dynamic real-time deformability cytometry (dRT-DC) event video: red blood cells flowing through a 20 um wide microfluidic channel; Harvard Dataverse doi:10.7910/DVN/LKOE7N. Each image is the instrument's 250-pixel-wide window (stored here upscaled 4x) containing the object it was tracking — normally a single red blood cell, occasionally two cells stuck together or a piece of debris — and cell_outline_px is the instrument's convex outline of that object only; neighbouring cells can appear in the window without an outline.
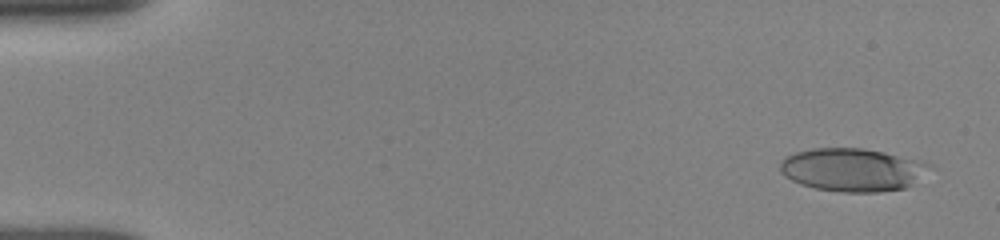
{"species": "human", "species_latin": "Homo sapiens", "temperature_condition": "room temperature", "stored_images_in_passage": 27, "camera_frame_rate_fps": 3000, "um_per_image_px": 0.085, "donor": {"sex": "female"}, "frame": {"image": 1, "passage_image": 2, "time_ms": 0.333, "image_size_px": [1000, 240], "cell_outline_px": [[932, 168], [904, 188], [880, 192], [840, 192], [816, 188], [800, 184], [784, 176], [780, 172], [780, 164], [784, 156], [796, 152], [812, 148], [860, 148], [884, 152], [920, 160], [932, 164]], "centroid_in_image_um": [72.43, 14.42], "position_along_channel_um": 12.6, "area_um2": 37.45}}
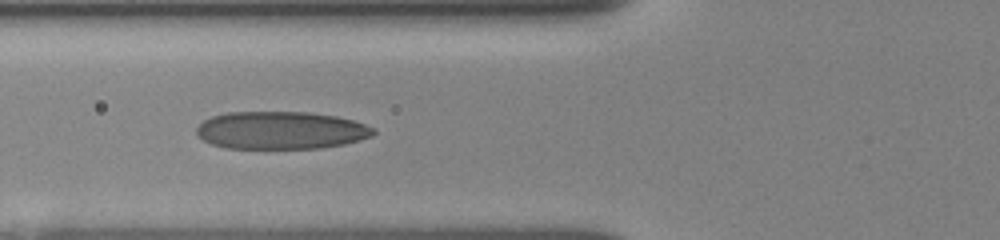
{"frame": {"image": 2, "passage_image": 16, "time_ms": 6.0, "image_size_px": [1000, 240], "cell_outline_px": [[376, 132], [372, 136], [360, 140], [344, 144], [320, 148], [224, 148], [212, 144], [196, 136], [196, 128], [204, 120], [212, 116], [228, 112], [308, 112], [336, 116], [352, 120], [376, 128]], "centroid_in_image_um": [23.88, 11.08], "position_along_channel_um": 101.9, "area_um2": 38.96}}
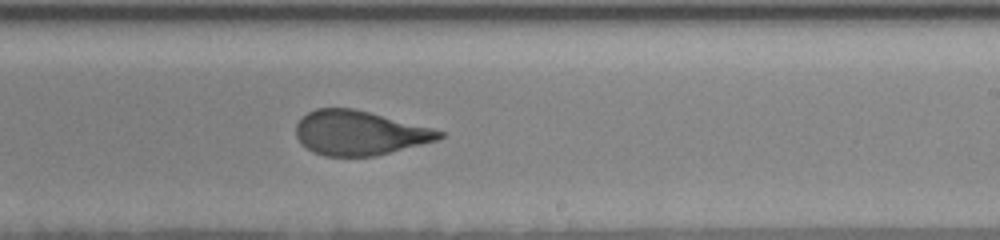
{"frame": {"image": 3, "passage_image": 27, "time_ms": 10.0, "image_size_px": [1000, 240], "cell_outline_px": [[444, 136], [436, 140], [376, 156], [324, 156], [312, 152], [296, 136], [296, 124], [308, 112], [316, 108], [352, 108], [432, 128], [444, 132]], "centroid_in_image_um": [30.53, 11.3], "position_along_channel_um": 258.5, "area_um2": 36.59}}